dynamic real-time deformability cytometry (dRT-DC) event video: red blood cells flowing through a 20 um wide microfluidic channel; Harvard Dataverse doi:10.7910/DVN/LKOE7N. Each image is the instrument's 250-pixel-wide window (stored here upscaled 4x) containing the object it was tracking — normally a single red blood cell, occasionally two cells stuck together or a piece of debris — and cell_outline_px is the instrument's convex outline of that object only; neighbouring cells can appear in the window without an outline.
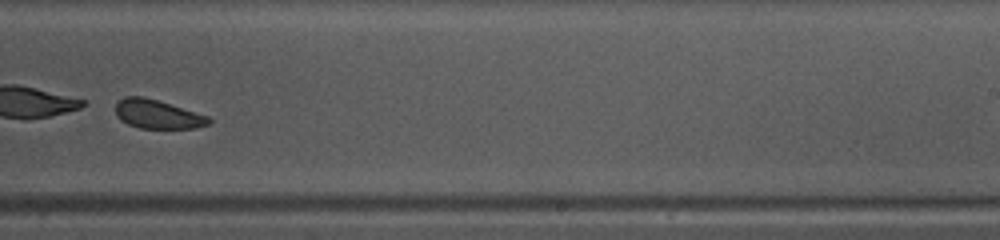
{"species": "common noctule bat (a hibernating species)", "species_latin": "Nyctalus noctula", "temperature_condition": "warm", "stored_images_in_passage": 30, "camera_frame_rate_fps": 3000, "um_per_image_px": 0.085, "animal": {"sex": "female", "body_mass_g": 10.0, "forearm_length_mm": 53.1}, "frame": {"image": 1, "passage_image": 18, "time_ms": 5.667, "image_size_px": [1000, 240], "cell_outline_px": [[212, 124], [196, 128], [140, 128], [128, 124], [120, 120], [116, 112], [116, 100], [124, 96], [140, 96], [156, 100], [208, 116], [212, 120]], "centroid_in_image_um": [13.38, 9.71], "position_along_channel_um": 275.6, "area_um2": 15.61}}